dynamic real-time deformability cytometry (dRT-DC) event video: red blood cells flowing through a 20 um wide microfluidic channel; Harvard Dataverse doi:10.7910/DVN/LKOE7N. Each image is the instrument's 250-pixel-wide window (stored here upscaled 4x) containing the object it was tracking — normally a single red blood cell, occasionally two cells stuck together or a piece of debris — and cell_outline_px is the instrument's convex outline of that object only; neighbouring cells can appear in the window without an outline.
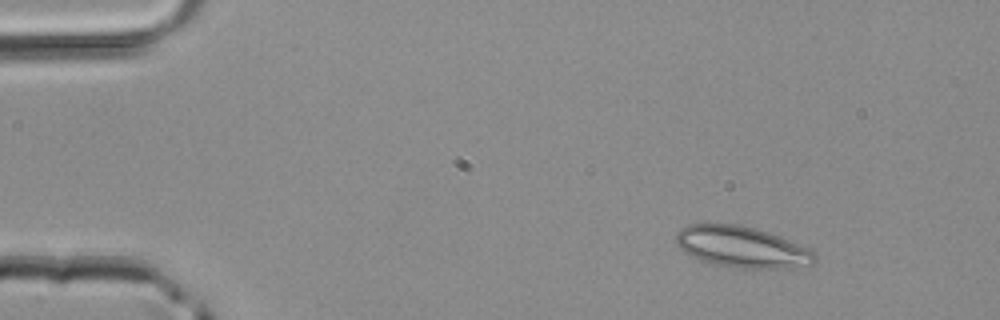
{"species": "common noctule bat (a hibernating species)", "species_latin": "Nyctalus noctula", "temperature_condition": "room temperature", "stored_images_in_passage": 3, "camera_frame_rate_fps": 3000, "um_per_image_px": 0.085, "animal": {"sex": "male", "body_mass_g": 20.4}, "frame": {"image": 1, "passage_image": 1, "time_ms": 0.0, "image_size_px": [1000, 320], "cell_outline_px": [[816, 260], [812, 264], [788, 268], [736, 268], [716, 264], [700, 260], [684, 252], [676, 244], [676, 232], [680, 228], [688, 224], [740, 224], [756, 228], [780, 236], [808, 248], [816, 256]], "centroid_in_image_um": [63.03, 20.98], "position_along_channel_um": 22.0, "area_um2": 33.29}}